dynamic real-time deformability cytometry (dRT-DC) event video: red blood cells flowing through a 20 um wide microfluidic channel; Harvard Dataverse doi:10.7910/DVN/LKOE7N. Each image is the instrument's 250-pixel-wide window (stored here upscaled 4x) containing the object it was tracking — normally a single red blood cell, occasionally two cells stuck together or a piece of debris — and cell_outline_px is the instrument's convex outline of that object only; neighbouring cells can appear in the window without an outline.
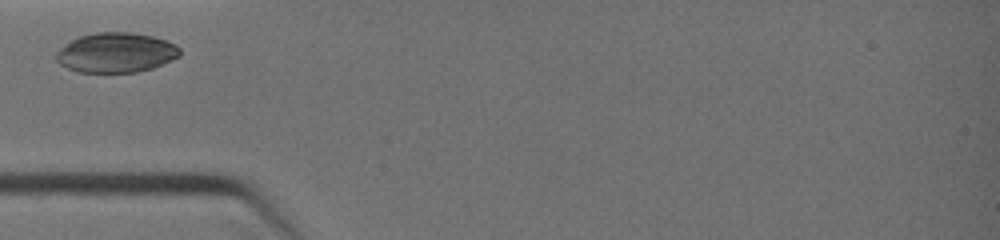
{"species": "common noctule bat (a hibernating species)", "species_latin": "Nyctalus noctula", "temperature_condition": "warm", "stored_images_in_passage": 6, "camera_frame_rate_fps": 3000, "um_per_image_px": 0.085, "animal": {"sex": "female", "body_mass_g": 19.0, "forearm_length_mm": 51.5}, "frame": {"image": 1, "passage_image": 1, "time_ms": 0.0, "image_size_px": [1000, 240], "cell_outline_px": [[180, 56], [152, 68], [136, 72], [80, 72], [68, 68], [60, 64], [56, 60], [56, 52], [60, 48], [72, 40], [80, 36], [96, 32], [132, 32], [152, 36], [176, 44], [180, 48]], "centroid_in_image_um": [9.86, 4.47], "position_along_channel_um": 75.1, "area_um2": 28.55}}
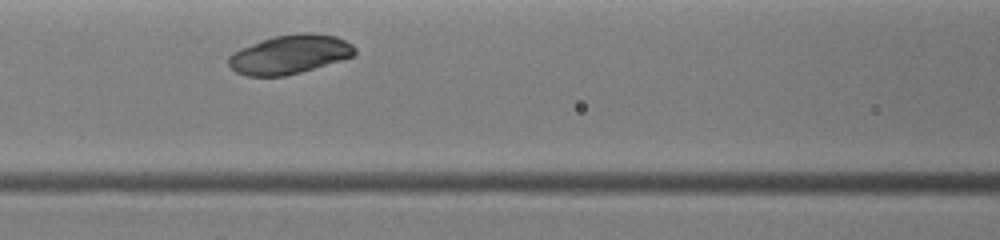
{"frame": {"image": 2, "passage_image": 3, "time_ms": 1.333, "image_size_px": [1000, 240], "cell_outline_px": [[356, 56], [300, 72], [284, 76], [248, 76], [236, 72], [228, 64], [228, 56], [232, 52], [240, 48], [272, 36], [300, 32], [312, 32], [336, 36], [352, 44], [356, 48]], "centroid_in_image_um": [24.64, 4.61], "position_along_channel_um": 142.0, "area_um2": 28.9}}
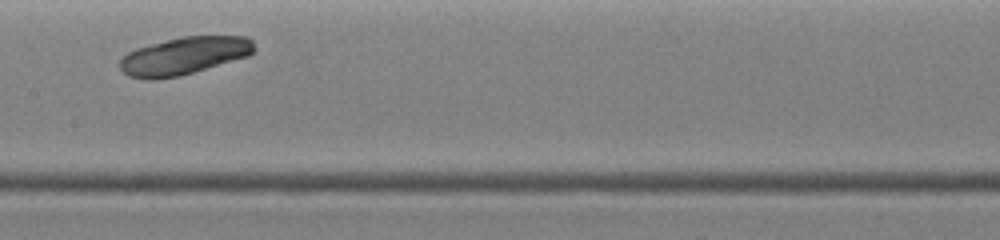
{"frame": {"image": 3, "passage_image": 5, "time_ms": 2.333, "image_size_px": [1000, 240], "cell_outline_px": [[256, 48], [248, 56], [180, 76], [152, 80], [144, 80], [128, 76], [120, 68], [120, 60], [128, 52], [136, 48], [180, 36], [248, 36], [252, 40]], "centroid_in_image_um": [15.64, 4.75], "position_along_channel_um": 191.8, "area_um2": 29.48}}